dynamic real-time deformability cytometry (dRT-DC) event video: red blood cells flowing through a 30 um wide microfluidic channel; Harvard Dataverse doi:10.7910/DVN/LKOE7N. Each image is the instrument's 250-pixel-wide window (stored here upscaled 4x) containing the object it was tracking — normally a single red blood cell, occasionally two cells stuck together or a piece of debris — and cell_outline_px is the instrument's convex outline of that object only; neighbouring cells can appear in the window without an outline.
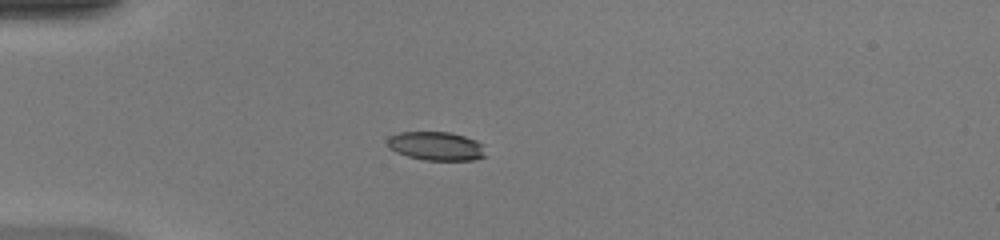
{"species": "common noctule bat (a hibernating species)", "species_latin": "Nyctalus noctula", "temperature_condition": "warm", "stored_images_in_passage": 36, "camera_frame_rate_fps": 3000, "um_per_image_px": 0.085, "animal": {"sex": "female", "body_mass_g": 20.0, "forearm_length_mm": 54.0}, "frame": {"image": 1, "passage_image": 1, "time_ms": 0.0, "image_size_px": [1000, 240], "cell_outline_px": [[488, 156], [472, 160], [424, 160], [408, 156], [396, 152], [388, 148], [388, 136], [400, 132], [448, 132], [464, 136], [476, 140], [484, 144]], "centroid_in_image_um": [37.12, 12.42], "position_along_channel_um": 47.9, "area_um2": 16.65}}
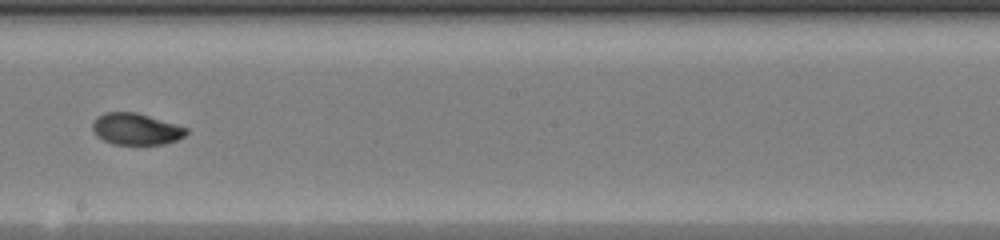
{"frame": {"image": 2, "passage_image": 16, "time_ms": 5.0, "image_size_px": [1000, 240], "cell_outline_px": [[188, 132], [184, 136], [176, 140], [164, 144], [112, 144], [96, 136], [92, 132], [92, 124], [96, 116], [104, 112], [136, 112], [176, 124], [188, 128]], "centroid_in_image_um": [11.52, 10.96], "position_along_channel_um": 236.7, "area_um2": 17.34}}
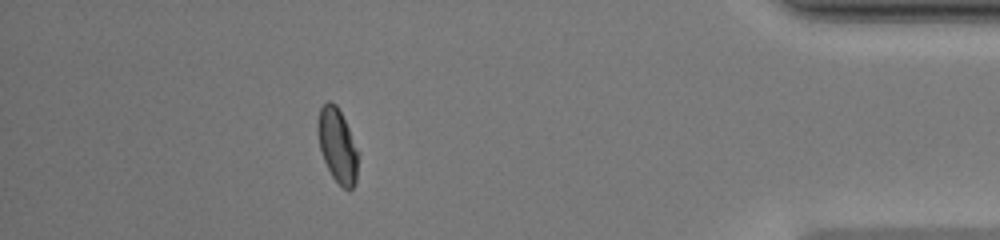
{"frame": {"image": 3, "passage_image": 31, "time_ms": 10.0, "image_size_px": [1000, 240], "cell_outline_px": [[356, 180], [352, 188], [348, 192], [332, 176], [324, 160], [320, 148], [316, 132], [316, 120], [320, 108], [328, 100], [336, 104], [348, 128], [356, 152]], "centroid_in_image_um": [28.61, 12.33], "position_along_channel_um": 406.6, "area_um2": 16.94}, "authors_computed_cell_mechanics": {"area_um2": 17.3978, "velocity_mm_per_s": 4.249, "shape_relaxation_time_tau1_ms": 2.7238, "shape_relaxation_time_tau2_ms": 1.7839, "deformation_change_tau1": 0.1597, "deformation_change_tau2": 0.0466}}